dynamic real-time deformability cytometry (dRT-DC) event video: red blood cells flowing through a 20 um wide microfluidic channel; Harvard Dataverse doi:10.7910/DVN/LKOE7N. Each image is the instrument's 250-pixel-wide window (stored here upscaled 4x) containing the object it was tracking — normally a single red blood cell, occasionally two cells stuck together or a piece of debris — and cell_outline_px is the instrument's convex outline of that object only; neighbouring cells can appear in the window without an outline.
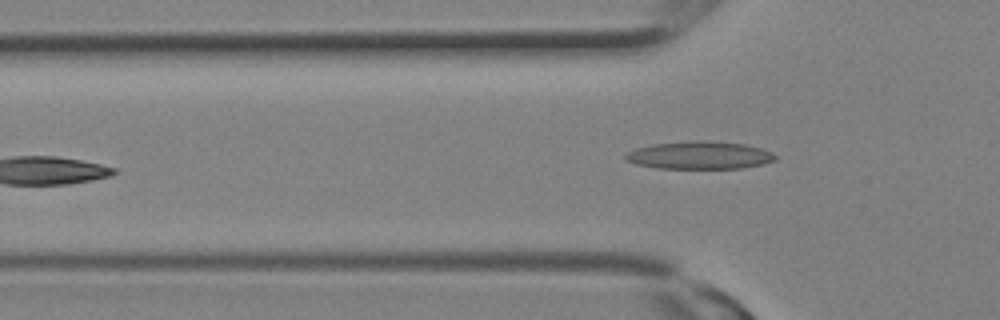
{"species": "Egyptian fruit bat (a non-hibernating species)", "species_latin": "Rousettus aegyptiacus", "temperature_condition": "room temperature", "stored_images_in_passage": 12, "camera_frame_rate_fps": 3000, "um_per_image_px": 0.085, "animal": {"sex": "female"}, "frame": {"image": 1, "passage_image": 12, "time_ms": 3.667, "image_size_px": [1000, 320], "cell_outline_px": [[776, 160], [764, 164], [740, 168], [656, 168], [636, 164], [624, 160], [624, 156], [628, 152], [636, 148], [652, 144], [700, 140], [744, 144], [760, 148], [772, 152], [776, 156]], "centroid_in_image_um": [59.45, 13.2], "position_along_channel_um": 66.4, "area_um2": 24.1}}